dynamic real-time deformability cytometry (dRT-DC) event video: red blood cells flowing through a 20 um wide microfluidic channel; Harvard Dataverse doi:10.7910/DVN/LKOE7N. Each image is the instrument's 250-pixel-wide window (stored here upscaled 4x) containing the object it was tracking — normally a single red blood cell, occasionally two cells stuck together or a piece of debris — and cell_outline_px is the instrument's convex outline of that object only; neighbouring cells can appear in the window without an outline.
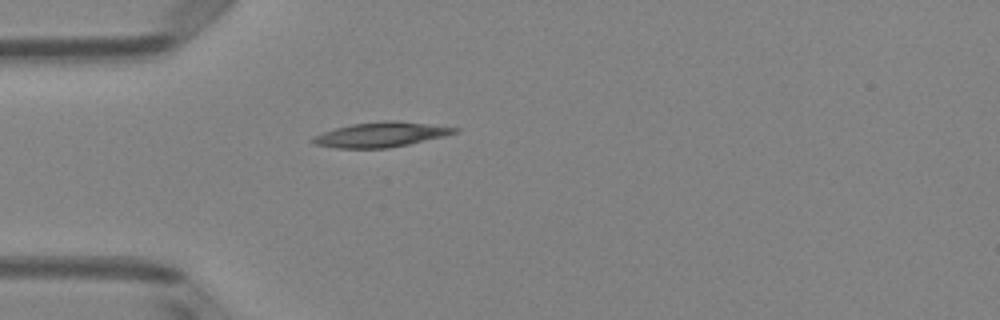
{"species": "Egyptian fruit bat (a non-hibernating species)", "species_latin": "Rousettus aegyptiacus", "temperature_condition": "room temperature", "stored_images_in_passage": 37, "camera_frame_rate_fps": 3000, "um_per_image_px": 0.085, "animal": {"sex": "female"}, "frame": {"image": 1, "passage_image": 1, "time_ms": 0.0, "image_size_px": [1000, 320], "cell_outline_px": [[460, 128], [456, 132], [444, 136], [408, 144], [388, 148], [336, 148], [316, 144], [308, 140], [312, 136], [336, 128], [352, 124], [384, 120], [396, 120]], "centroid_in_image_um": [32.34, 11.44], "position_along_channel_um": 52.7, "area_um2": 20.4}}
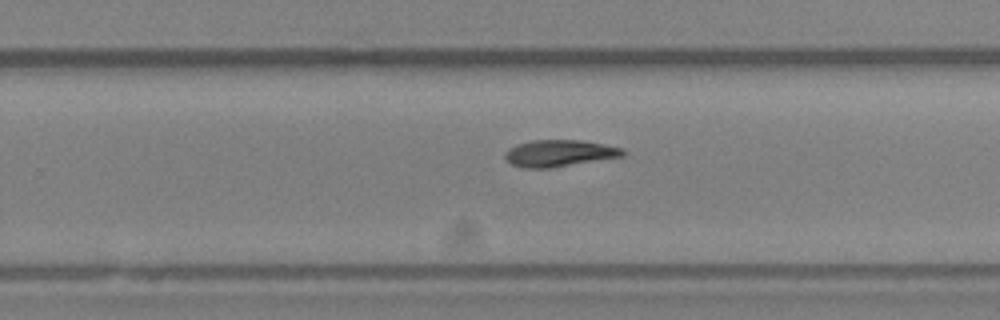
{"frame": {"image": 2, "passage_image": 19, "time_ms": 6.0, "image_size_px": [1000, 320], "cell_outline_px": [[624, 156], [552, 168], [520, 168], [512, 164], [504, 156], [504, 152], [508, 148], [516, 144], [532, 140], [580, 140], [604, 144], [624, 148]], "centroid_in_image_um": [47.52, 13.03], "position_along_channel_um": 282.3, "area_um2": 18.5}}
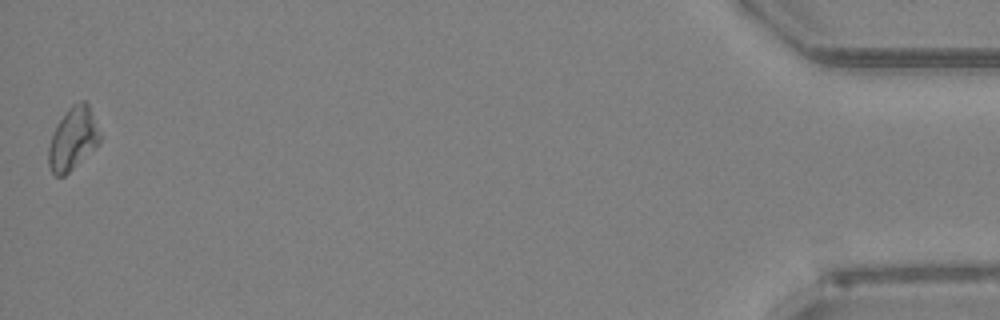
{"frame": {"image": 3, "passage_image": 37, "time_ms": 12.0, "image_size_px": [1000, 320], "cell_outline_px": [[104, 136], [96, 148], [64, 176], [56, 176], [52, 172], [48, 164], [48, 148], [52, 136], [60, 120], [68, 108], [72, 104], [80, 100], [84, 100], [88, 104]], "centroid_in_image_um": [6.25, 11.78], "position_along_channel_um": 428.9, "area_um2": 18.96}}